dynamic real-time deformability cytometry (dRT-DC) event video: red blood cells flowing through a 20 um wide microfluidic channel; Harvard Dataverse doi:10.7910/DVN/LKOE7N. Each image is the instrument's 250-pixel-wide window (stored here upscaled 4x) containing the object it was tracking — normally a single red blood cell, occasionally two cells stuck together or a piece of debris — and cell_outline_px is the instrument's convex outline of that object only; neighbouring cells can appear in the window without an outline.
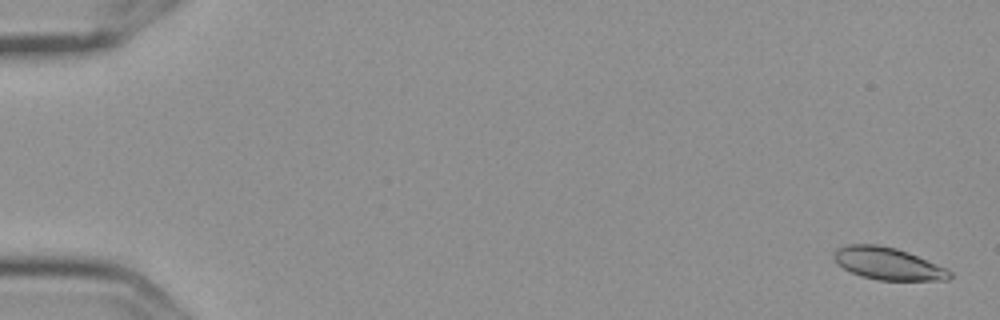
{"species": "Egyptian fruit bat (a non-hibernating species)", "species_latin": "Rousettus aegyptiacus", "temperature_condition": "cold", "stored_images_in_passage": 8, "camera_frame_rate_fps": 3000, "um_per_image_px": 0.085, "frame": {"image": 1, "passage_image": 1, "time_ms": 0.0, "image_size_px": [1000, 320], "cell_outline_px": [[952, 276], [948, 280], [876, 280], [860, 276], [836, 264], [832, 256], [836, 248], [848, 244], [876, 244], [896, 248], [908, 252], [948, 268], [952, 272]], "centroid_in_image_um": [75.47, 22.4], "position_along_channel_um": 9.5, "area_um2": 22.02}}
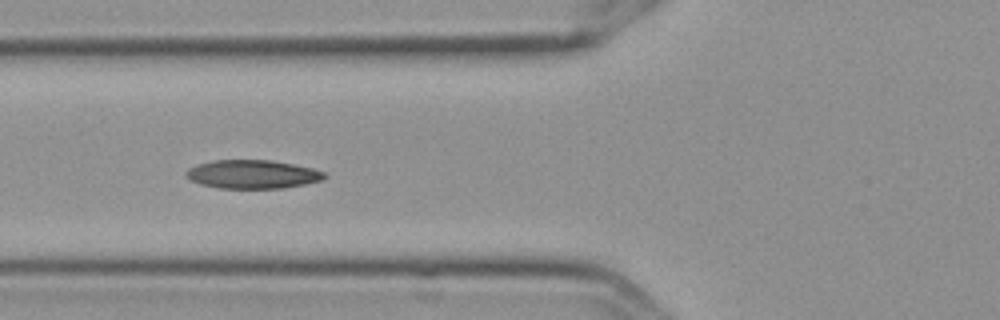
{"frame": {"image": 2, "passage_image": 7, "time_ms": 2.0, "image_size_px": [1000, 320], "cell_outline_px": [[328, 176], [320, 180], [304, 184], [284, 188], [220, 188], [200, 184], [184, 176], [184, 172], [188, 168], [196, 164], [212, 160], [272, 160], [312, 168], [324, 172]], "centroid_in_image_um": [21.42, 14.8], "position_along_channel_um": 104.4, "area_um2": 23.06}}
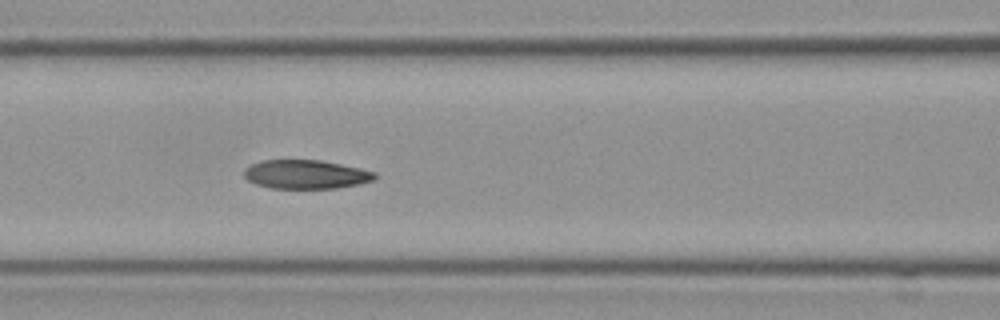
{"frame": {"image": 3, "passage_image": 8, "time_ms": 2.333, "image_size_px": [1000, 320], "cell_outline_px": [[376, 176], [372, 180], [360, 184], [336, 188], [272, 188], [256, 184], [248, 180], [244, 176], [244, 168], [260, 160], [320, 160], [360, 168], [376, 172]], "centroid_in_image_um": [25.98, 14.82], "position_along_channel_um": 140.6, "area_um2": 21.91}}